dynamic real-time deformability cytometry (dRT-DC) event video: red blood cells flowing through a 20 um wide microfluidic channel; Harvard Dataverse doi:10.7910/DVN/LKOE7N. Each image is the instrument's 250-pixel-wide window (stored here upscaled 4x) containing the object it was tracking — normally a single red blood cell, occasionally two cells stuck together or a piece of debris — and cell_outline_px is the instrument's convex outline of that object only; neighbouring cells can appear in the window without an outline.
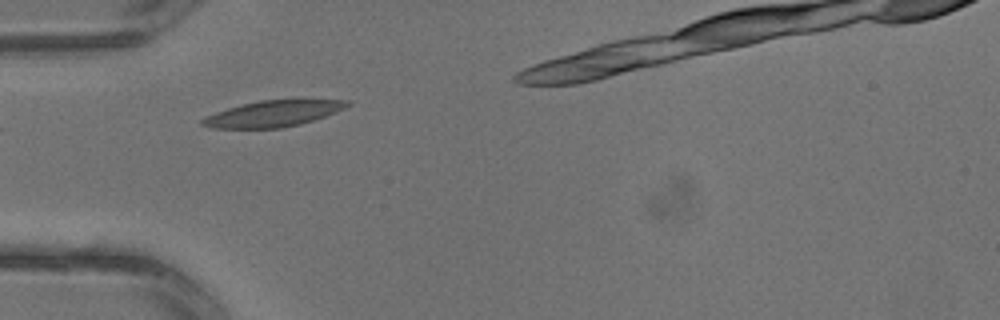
{"species": "common noctule bat (a hibernating species)", "species_latin": "Nyctalus noctula", "temperature_condition": "warm", "stored_images_in_passage": 6, "camera_frame_rate_fps": 3000, "um_per_image_px": 0.085, "animal": {"sex": "male", "body_mass_g": 13.3}, "frame": {"image": 1, "passage_image": 2, "time_ms": 0.333, "image_size_px": [1000, 320], "cell_outline_px": [[352, 104], [336, 112], [300, 124], [280, 128], [212, 128], [200, 124], [200, 120], [216, 112], [228, 108], [260, 100], [348, 100]], "centroid_in_image_um": [23.2, 9.66], "position_along_channel_um": 61.8, "area_um2": 21.68}}